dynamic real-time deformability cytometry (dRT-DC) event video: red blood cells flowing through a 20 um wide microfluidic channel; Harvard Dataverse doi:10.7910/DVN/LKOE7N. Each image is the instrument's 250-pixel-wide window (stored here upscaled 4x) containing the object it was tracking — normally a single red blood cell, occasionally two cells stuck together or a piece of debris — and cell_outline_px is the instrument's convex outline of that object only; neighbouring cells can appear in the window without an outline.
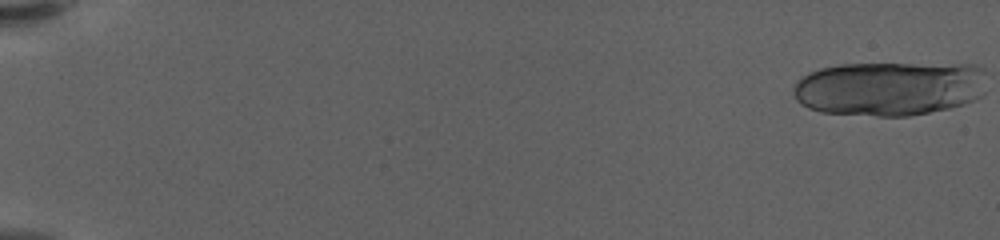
{"species": "human", "species_latin": "Homo sapiens", "temperature_condition": "warm", "stored_images_in_passage": 24, "camera_frame_rate_fps": 3000, "um_per_image_px": 0.085, "donor": {"sex": "female"}, "frame": {"image": 1, "passage_image": 1, "time_ms": 0.0, "image_size_px": [1000, 240], "cell_outline_px": [[984, 96], [964, 104], [948, 108], [908, 116], [876, 116], [820, 112], [808, 108], [800, 104], [796, 100], [792, 92], [792, 88], [796, 80], [820, 68], [840, 64], [972, 64], [984, 68]], "centroid_in_image_um": [75.59, 7.52], "position_along_channel_um": 9.4, "area_um2": 61.85}}
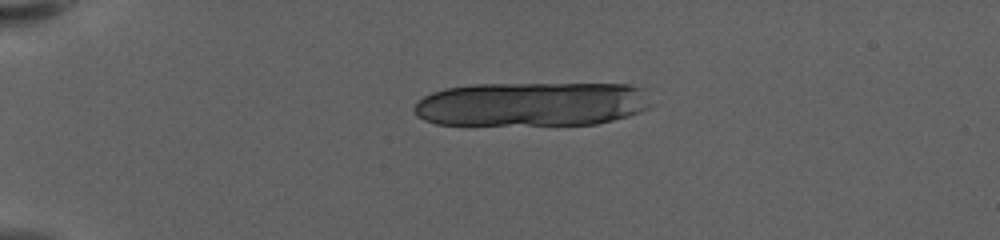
{"frame": {"image": 2, "passage_image": 15, "time_ms": 4.667, "image_size_px": [1000, 240], "cell_outline_px": [[652, 104], [648, 108], [640, 112], [628, 116], [596, 124], [436, 124], [424, 120], [416, 116], [412, 108], [424, 96], [432, 92], [444, 88], [472, 84], [628, 84], [644, 88]], "centroid_in_image_um": [45.21, 8.83], "position_along_channel_um": 39.8, "area_um2": 61.38}}